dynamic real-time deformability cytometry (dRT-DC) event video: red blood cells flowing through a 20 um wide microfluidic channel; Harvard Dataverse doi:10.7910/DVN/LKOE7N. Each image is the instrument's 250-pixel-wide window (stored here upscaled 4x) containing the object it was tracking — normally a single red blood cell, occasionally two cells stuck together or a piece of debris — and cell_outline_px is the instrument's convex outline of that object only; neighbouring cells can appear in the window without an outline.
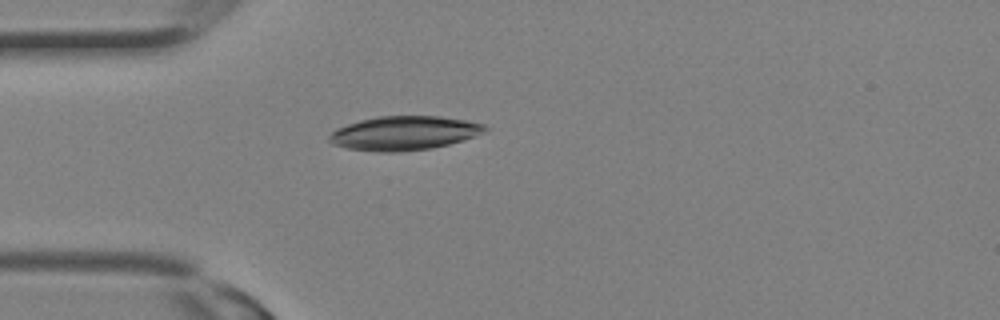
{"species": "Egyptian fruit bat (a non-hibernating species)", "species_latin": "Rousettus aegyptiacus", "temperature_condition": "room temperature", "stored_images_in_passage": 18, "camera_frame_rate_fps": 3000, "um_per_image_px": 0.085, "animal": {"sex": "female"}, "frame": {"image": 1, "passage_image": 8, "time_ms": 2.333, "image_size_px": [1000, 320], "cell_outline_px": [[488, 128], [484, 132], [464, 140], [432, 148], [400, 152], [376, 152], [348, 148], [332, 144], [328, 140], [328, 136], [336, 128], [360, 120], [376, 116], [440, 116], [468, 120], [484, 124]], "centroid_in_image_um": [34.34, 11.31], "position_along_channel_um": 50.7, "area_um2": 31.04}}
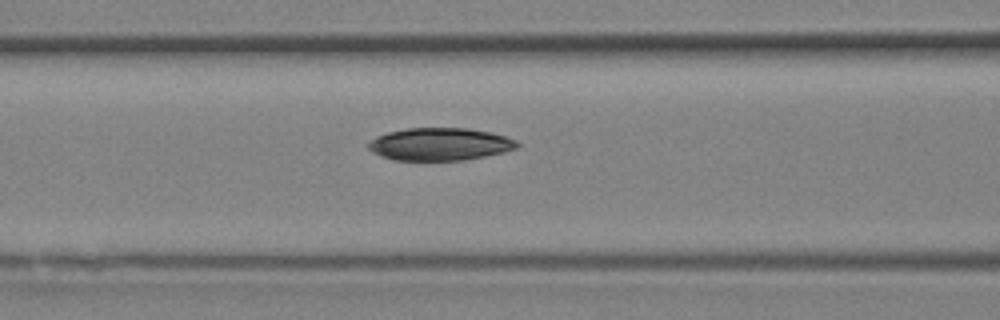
{"frame": {"image": 2, "passage_image": 12, "time_ms": 3.667, "image_size_px": [1000, 320], "cell_outline_px": [[520, 144], [516, 148], [504, 152], [464, 160], [392, 160], [372, 152], [364, 144], [368, 140], [376, 136], [388, 132], [408, 128], [468, 128], [488, 132], [504, 136], [516, 140]], "centroid_in_image_um": [37.33, 12.25], "position_along_channel_um": 129.3, "area_um2": 28.32}}
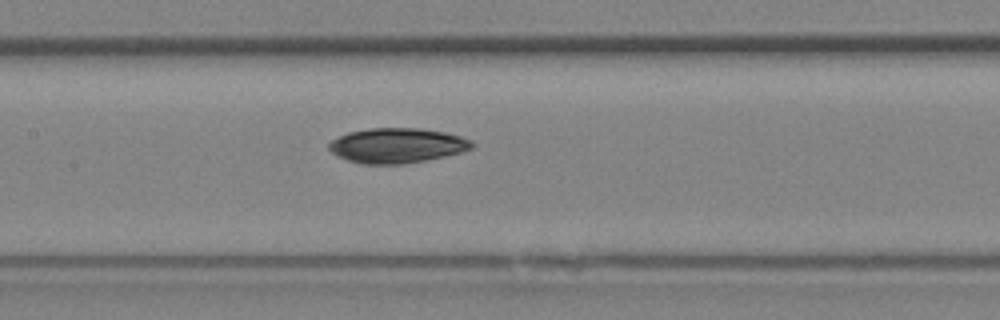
{"frame": {"image": 3, "passage_image": 14, "time_ms": 4.333, "image_size_px": [1000, 320], "cell_outline_px": [[476, 144], [472, 148], [460, 152], [444, 156], [424, 160], [400, 164], [364, 164], [348, 160], [332, 152], [328, 148], [328, 144], [332, 140], [348, 132], [372, 128], [420, 128], [444, 132], [460, 136], [472, 140]], "centroid_in_image_um": [33.77, 12.36], "position_along_channel_um": 173.6, "area_um2": 28.84}}